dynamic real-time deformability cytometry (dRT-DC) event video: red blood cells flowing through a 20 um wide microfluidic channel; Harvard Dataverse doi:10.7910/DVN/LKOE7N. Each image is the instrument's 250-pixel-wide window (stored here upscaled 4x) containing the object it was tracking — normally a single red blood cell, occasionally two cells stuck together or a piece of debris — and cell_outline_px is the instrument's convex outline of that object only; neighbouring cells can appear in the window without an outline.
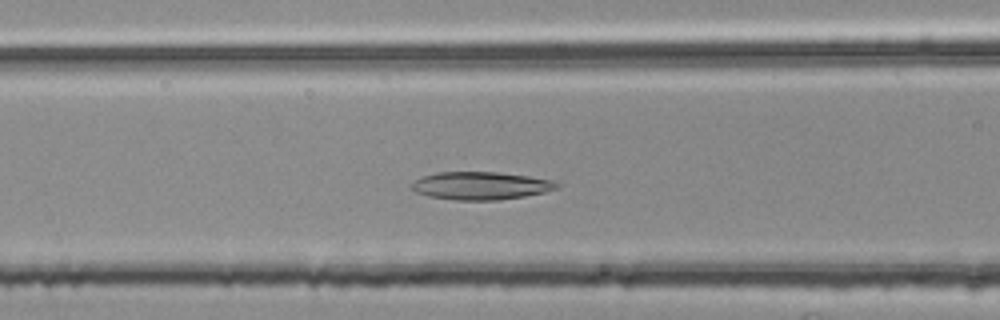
{"species": "common noctule bat (a hibernating species)", "species_latin": "Nyctalus noctula", "temperature_condition": "room temperature", "stored_images_in_passage": 31, "camera_frame_rate_fps": 3000, "um_per_image_px": 0.085, "animal": {"sex": "female", "body_mass_g": 25.1}, "frame": {"image": 1, "passage_image": 13, "time_ms": 4.0, "image_size_px": [1000, 320], "cell_outline_px": [[560, 184], [556, 188], [544, 192], [524, 196], [496, 200], [456, 200], [428, 196], [416, 192], [408, 184], [420, 176], [436, 172], [496, 172], [528, 176], [552, 180]], "centroid_in_image_um": [40.79, 15.78], "position_along_channel_um": 125.8, "area_um2": 23.58}}
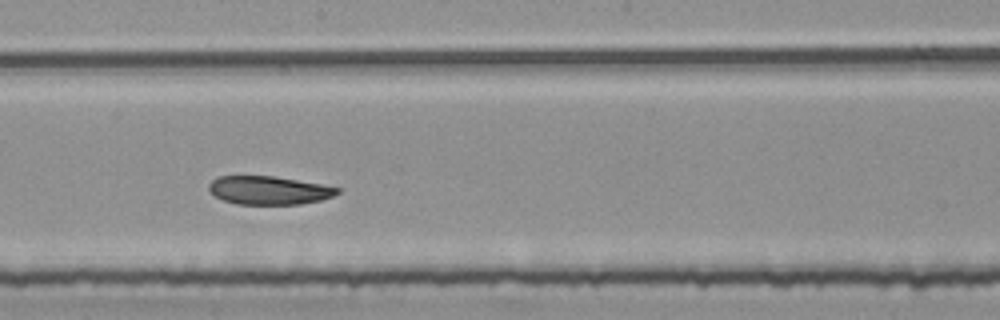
{"frame": {"image": 2, "passage_image": 21, "time_ms": 6.667, "image_size_px": [1000, 320], "cell_outline_px": [[340, 192], [332, 196], [320, 200], [300, 204], [236, 204], [224, 200], [216, 196], [208, 188], [208, 184], [212, 180], [220, 176], [272, 176], [320, 184], [340, 188]], "centroid_in_image_um": [22.84, 16.17], "position_along_channel_um": 225.4, "area_um2": 20.98}}
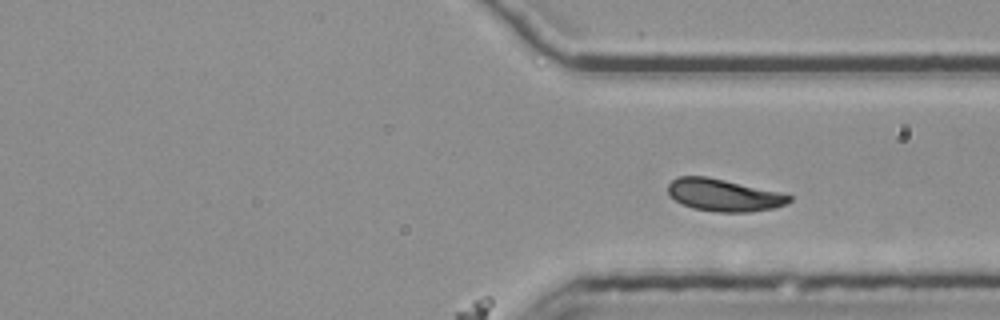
{"frame": {"image": 3, "passage_image": 31, "time_ms": 10.0, "image_size_px": [1000, 320], "cell_outline_px": [[792, 200], [776, 208], [748, 212], [716, 212], [692, 208], [676, 200], [668, 192], [668, 184], [672, 180], [680, 176], [704, 176], [724, 180], [780, 192], [792, 196]], "centroid_in_image_um": [61.53, 16.59], "position_along_channel_um": 349.9, "area_um2": 22.54}}